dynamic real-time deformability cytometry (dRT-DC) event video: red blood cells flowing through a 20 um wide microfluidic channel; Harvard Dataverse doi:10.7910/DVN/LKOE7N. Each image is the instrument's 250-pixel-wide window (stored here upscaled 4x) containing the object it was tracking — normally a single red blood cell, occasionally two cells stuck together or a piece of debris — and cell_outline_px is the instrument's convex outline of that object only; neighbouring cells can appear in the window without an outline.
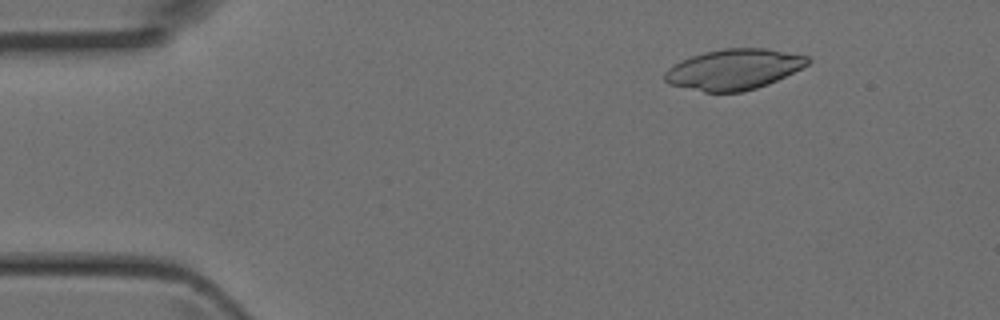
{"species": "Egyptian fruit bat (a non-hibernating species)", "species_latin": "Rousettus aegyptiacus", "temperature_condition": "room temperature", "stored_images_in_passage": 5, "segment_of_instrument_passage": [2, 2], "camera_frame_rate_fps": 3000, "um_per_image_px": 0.085, "animal": {"sex": "female"}, "frame": {"image": 1, "passage_image": 5, "time_ms": 1.333, "image_size_px": [1000, 320], "cell_outline_px": [[812, 60], [808, 64], [768, 84], [744, 92], [704, 92], [668, 84], [664, 80], [664, 72], [668, 68], [680, 60], [704, 52], [724, 48], [764, 48], [808, 56]], "centroid_in_image_um": [62.33, 5.9], "position_along_channel_um": 22.7, "area_um2": 33.7}}